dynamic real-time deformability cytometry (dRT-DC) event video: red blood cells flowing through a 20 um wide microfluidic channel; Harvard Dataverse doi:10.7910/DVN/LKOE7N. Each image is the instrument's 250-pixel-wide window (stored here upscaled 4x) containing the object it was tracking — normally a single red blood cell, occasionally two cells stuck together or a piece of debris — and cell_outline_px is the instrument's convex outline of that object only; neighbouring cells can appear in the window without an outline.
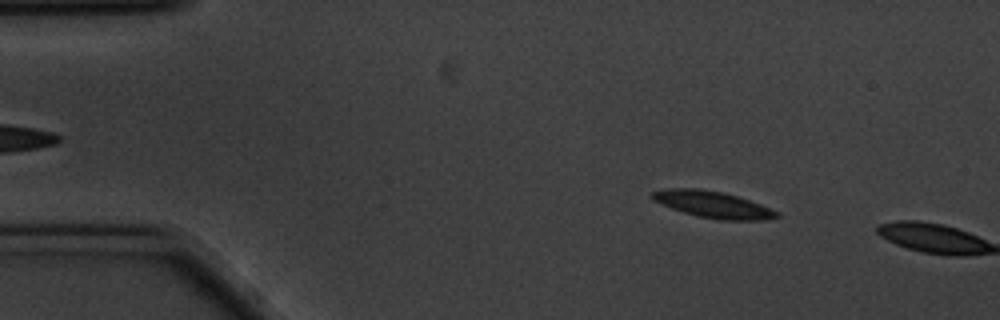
{"species": "common noctule bat (a hibernating species)", "species_latin": "Nyctalus noctula", "temperature_condition": "cold", "stored_images_in_passage": 8, "camera_frame_rate_fps": 3000, "um_per_image_px": 0.085, "animal": {"sex": "male", "body_mass_g": 20.1, "forearm_length_mm": 53.5}, "frame": {"image": 1, "passage_image": 7, "time_ms": 2.0, "image_size_px": [1000, 320], "cell_outline_px": [[780, 216], [764, 220], [720, 220], [700, 216], [684, 212], [672, 208], [652, 200], [652, 192], [668, 188], [700, 188], [724, 192], [760, 204], [780, 212]], "centroid_in_image_um": [60.62, 17.38], "position_along_channel_um": 24.4, "area_um2": 19.13}}